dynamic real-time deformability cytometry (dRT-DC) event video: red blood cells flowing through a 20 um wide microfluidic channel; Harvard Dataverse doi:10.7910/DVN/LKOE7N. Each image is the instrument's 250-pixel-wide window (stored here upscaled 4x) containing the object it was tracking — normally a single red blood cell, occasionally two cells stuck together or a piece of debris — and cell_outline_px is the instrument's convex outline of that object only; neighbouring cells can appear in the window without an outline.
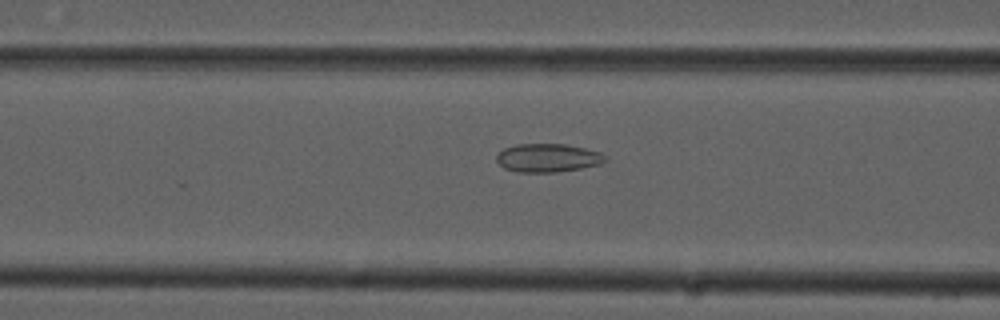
{"species": "common noctule bat (a hibernating species)", "species_latin": "Nyctalus noctula", "temperature_condition": "cold", "stored_images_in_passage": 53, "camera_frame_rate_fps": 3000, "um_per_image_px": 0.085, "animal": {"sex": "male", "forearm_length_mm": 52.5}, "frame": {"image": 1, "passage_image": 21, "time_ms": 6.667, "image_size_px": [1000, 320], "cell_outline_px": [[608, 160], [600, 164], [580, 168], [556, 172], [516, 172], [504, 168], [496, 160], [496, 156], [504, 148], [516, 144], [564, 144], [584, 148], [600, 152], [608, 156]], "centroid_in_image_um": [46.58, 13.42], "position_along_channel_um": 120.0, "area_um2": 18.03}}
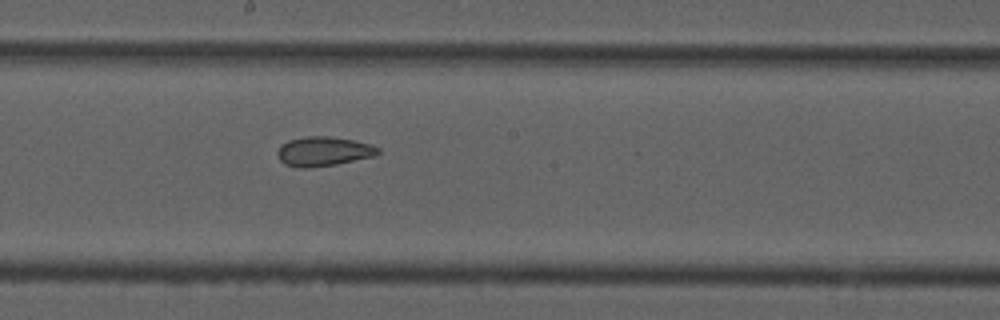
{"frame": {"image": 2, "passage_image": 29, "time_ms": 9.333, "image_size_px": [1000, 320], "cell_outline_px": [[380, 152], [376, 156], [336, 164], [308, 168], [296, 168], [284, 164], [280, 160], [276, 152], [280, 144], [288, 140], [308, 136], [328, 136], [352, 140], [372, 144], [380, 148]], "centroid_in_image_um": [27.48, 12.87], "position_along_channel_um": 220.7, "area_um2": 17.46}}
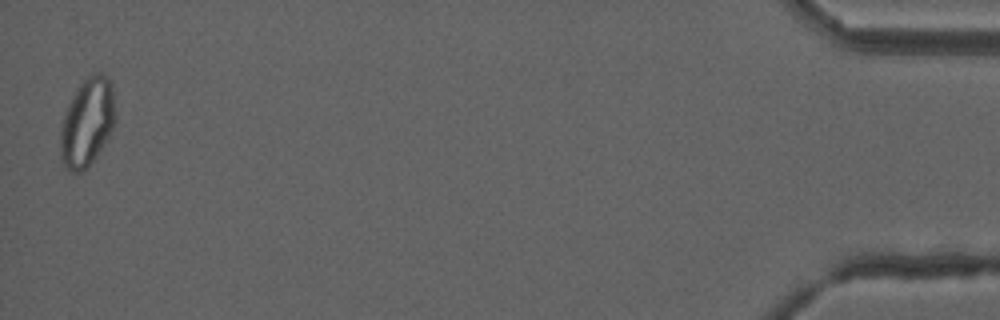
{"frame": {"image": 3, "passage_image": 53, "time_ms": 17.333, "image_size_px": [1000, 320], "cell_outline_px": [[116, 116], [112, 128], [108, 136], [84, 172], [68, 172], [60, 160], [60, 132], [64, 116], [68, 104], [80, 84], [88, 76], [96, 72], [104, 72], [112, 80]], "centroid_in_image_um": [7.41, 10.37], "position_along_channel_um": 427.8, "area_um2": 28.32}, "authors_computed_cell_mechanics": {"area_um2": 21.8484, "velocity_mm_per_s": 3.7695, "shape_relaxation_time_tau1_ms": null, "shape_relaxation_time_tau2_ms": 3.1277, "deformation_change_tau1": null, "deformation_change_tau2": 0.0783}}